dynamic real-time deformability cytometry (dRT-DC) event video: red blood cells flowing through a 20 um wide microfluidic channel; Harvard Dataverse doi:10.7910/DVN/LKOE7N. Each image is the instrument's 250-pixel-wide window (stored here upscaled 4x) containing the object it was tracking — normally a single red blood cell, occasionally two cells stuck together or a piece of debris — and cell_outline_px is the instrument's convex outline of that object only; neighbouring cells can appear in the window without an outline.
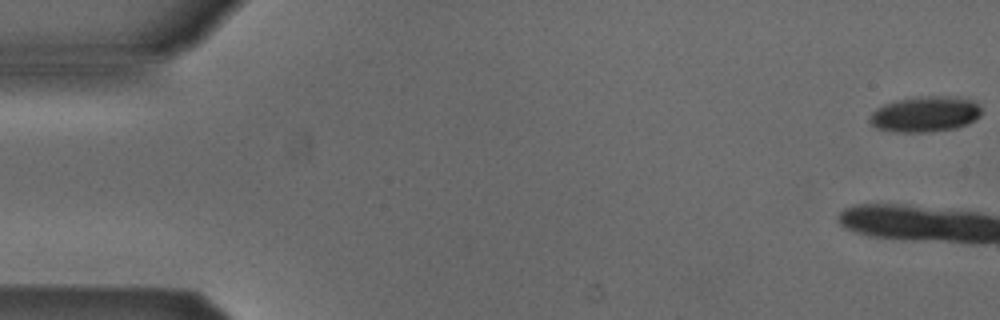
{"species": "Egyptian fruit bat (a non-hibernating species)", "species_latin": "Rousettus aegyptiacus", "temperature_condition": "cold", "stored_images_in_passage": 13, "camera_frame_rate_fps": 3000, "um_per_image_px": 0.085, "animal": {"sex": "male"}, "frame": {"image": 1, "passage_image": 1, "time_ms": 0.0, "image_size_px": [1000, 320], "cell_outline_px": [[980, 116], [968, 124], [956, 128], [920, 132], [904, 132], [876, 128], [868, 120], [872, 112], [876, 108], [884, 104], [896, 100], [916, 96], [956, 96], [976, 100], [980, 108]], "centroid_in_image_um": [78.66, 9.67], "position_along_channel_um": 6.3, "area_um2": 23.29}}